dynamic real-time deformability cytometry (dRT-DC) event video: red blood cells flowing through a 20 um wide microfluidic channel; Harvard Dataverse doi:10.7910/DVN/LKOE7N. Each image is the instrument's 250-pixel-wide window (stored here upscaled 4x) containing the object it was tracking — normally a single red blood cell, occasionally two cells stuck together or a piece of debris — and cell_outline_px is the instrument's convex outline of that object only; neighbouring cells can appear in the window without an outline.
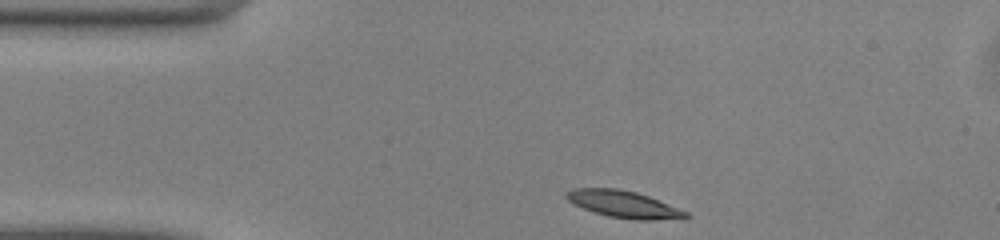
{"species": "common noctule bat (a hibernating species)", "species_latin": "Nyctalus noctula", "temperature_condition": "warm", "stored_images_in_passage": 41, "camera_frame_rate_fps": 3000, "um_per_image_px": 0.085, "animal": {"sex": "male", "body_mass_g": 13.0, "forearm_length_mm": 53.1}, "frame": {"image": 1, "passage_image": 1, "time_ms": 0.0, "image_size_px": [1000, 240], "cell_outline_px": [[692, 216], [684, 220], [632, 220], [608, 216], [584, 208], [568, 200], [564, 196], [564, 192], [572, 188], [616, 188], [636, 192], [648, 196], [688, 212]], "centroid_in_image_um": [53.08, 17.38], "position_along_channel_um": 31.9, "area_um2": 18.96}}
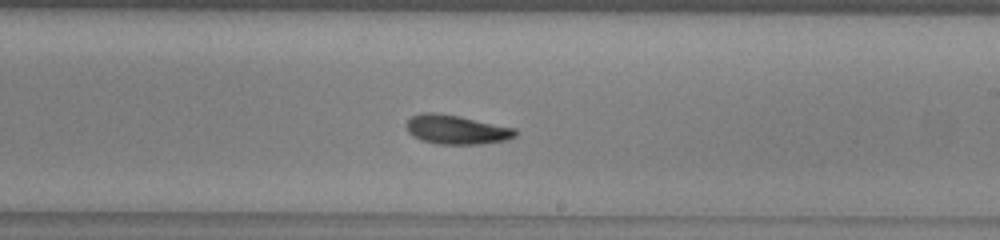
{"frame": {"image": 2, "passage_image": 20, "time_ms": 6.333, "image_size_px": [1000, 240], "cell_outline_px": [[516, 136], [508, 140], [480, 144], [440, 144], [420, 140], [412, 136], [408, 132], [404, 124], [412, 116], [420, 112], [436, 112], [460, 116], [516, 128]], "centroid_in_image_um": [38.77, 11.01], "position_along_channel_um": 250.2, "area_um2": 18.79}}
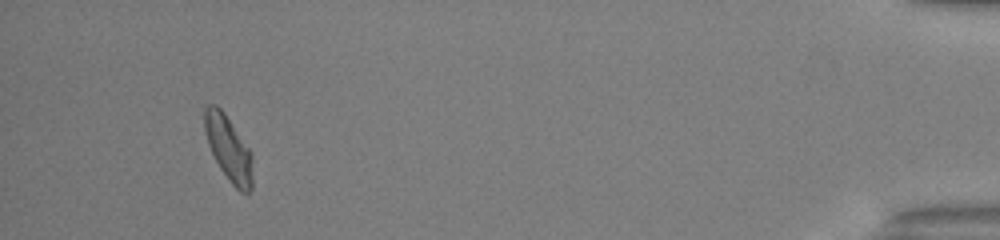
{"frame": {"image": 3, "passage_image": 38, "time_ms": 12.333, "image_size_px": [1000, 240], "cell_outline_px": [[252, 188], [248, 192], [240, 192], [228, 180], [220, 168], [208, 144], [204, 128], [204, 108], [208, 104], [216, 104], [224, 112], [252, 152]], "centroid_in_image_um": [19.43, 12.6], "position_along_channel_um": 415.8, "area_um2": 18.21}, "authors_computed_cell_mechanics": {"area_um2": 18.2648, "velocity_mm_per_s": 4.0742, "shape_relaxation_time_tau1_ms": 3.0961, "shape_relaxation_time_tau2_ms": 4.8643, "deformation_change_tau1": 0.1231, "deformation_change_tau2": 0.1245}}